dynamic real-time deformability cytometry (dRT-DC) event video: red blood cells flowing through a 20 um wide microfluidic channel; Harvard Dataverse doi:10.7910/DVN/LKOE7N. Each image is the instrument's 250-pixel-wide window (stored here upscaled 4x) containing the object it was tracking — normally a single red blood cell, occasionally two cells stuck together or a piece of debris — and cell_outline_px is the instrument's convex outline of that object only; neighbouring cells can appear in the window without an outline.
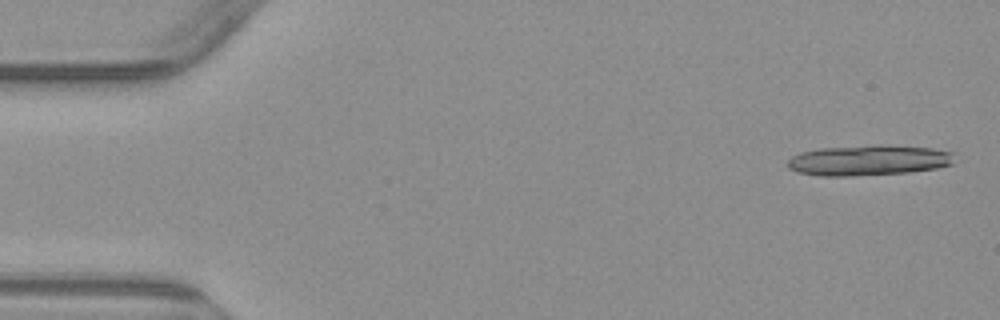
{"species": "common noctule bat (a hibernating species)", "species_latin": "Nyctalus noctula", "temperature_condition": "warm", "stored_images_in_passage": 8, "segment_of_instrument_passage": [1, 2], "camera_frame_rate_fps": 3000, "um_per_image_px": 0.085, "animal": {"sex": "male", "body_mass_g": 23.1, "forearm_length_mm": 52.7}, "frame": {"image": 1, "passage_image": 1, "time_ms": 0.0, "image_size_px": [1000, 320], "cell_outline_px": [[952, 164], [936, 168], [908, 172], [856, 176], [820, 176], [796, 172], [788, 168], [788, 160], [792, 156], [800, 152], [820, 148], [880, 144], [888, 144], [932, 148], [952, 152]], "centroid_in_image_um": [73.79, 13.62], "position_along_channel_um": 11.2, "area_um2": 29.88}}